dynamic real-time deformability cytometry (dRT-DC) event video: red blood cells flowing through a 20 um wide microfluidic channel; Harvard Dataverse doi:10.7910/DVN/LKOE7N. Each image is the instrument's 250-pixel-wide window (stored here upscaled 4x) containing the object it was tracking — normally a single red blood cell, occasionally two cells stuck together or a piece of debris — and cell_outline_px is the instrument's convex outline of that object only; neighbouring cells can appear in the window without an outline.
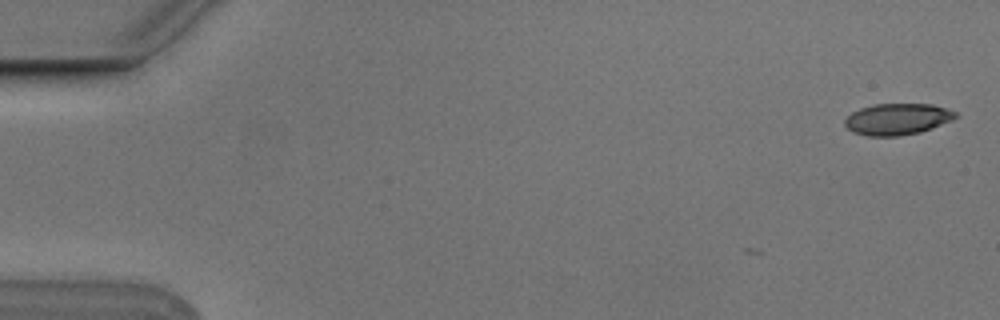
{"species": "Egyptian fruit bat (a non-hibernating species)", "species_latin": "Rousettus aegyptiacus", "temperature_condition": "cold", "stored_images_in_passage": 3, "camera_frame_rate_fps": 3000, "um_per_image_px": 0.085, "animal": {"sex": "male"}, "frame": {"image": 1, "passage_image": 1, "time_ms": 0.0, "image_size_px": [1000, 320], "cell_outline_px": [[956, 116], [952, 120], [932, 128], [920, 132], [900, 136], [868, 136], [852, 132], [844, 124], [844, 120], [852, 112], [860, 108], [872, 104], [932, 104], [948, 108], [956, 112]], "centroid_in_image_um": [76.26, 10.12], "position_along_channel_um": 8.7, "area_um2": 20.35}}